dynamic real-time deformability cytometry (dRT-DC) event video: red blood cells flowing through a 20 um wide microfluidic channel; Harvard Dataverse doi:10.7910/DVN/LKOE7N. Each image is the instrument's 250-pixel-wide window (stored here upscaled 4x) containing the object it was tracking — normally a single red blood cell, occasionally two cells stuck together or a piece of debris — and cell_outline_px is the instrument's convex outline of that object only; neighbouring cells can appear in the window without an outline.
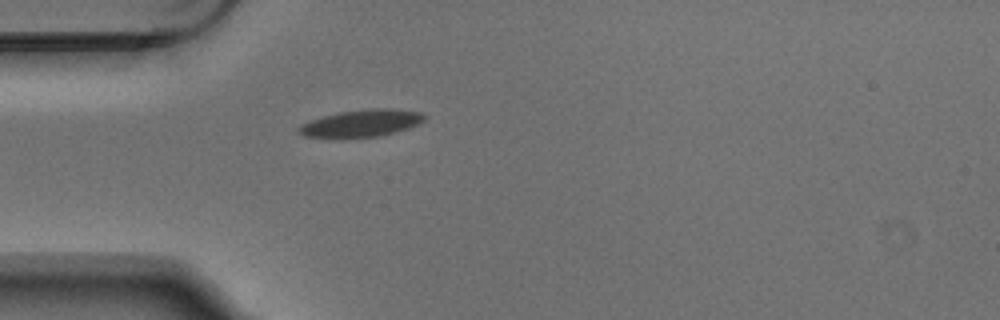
{"species": "Egyptian fruit bat (a non-hibernating species)", "species_latin": "Rousettus aegyptiacus", "temperature_condition": "warm", "stored_images_in_passage": 1, "camera_frame_rate_fps": 3000, "um_per_image_px": 0.085, "animal": {"sex": "male"}, "frame": {"image": 1, "passage_image": 1, "time_ms": 0.0, "image_size_px": [1000, 320], "cell_outline_px": [[424, 120], [408, 128], [376, 136], [304, 136], [296, 132], [296, 128], [300, 124], [324, 116], [340, 112], [372, 108], [392, 108], [420, 112], [424, 116]], "centroid_in_image_um": [30.7, 10.44], "position_along_channel_um": 54.3, "area_um2": 19.13}}